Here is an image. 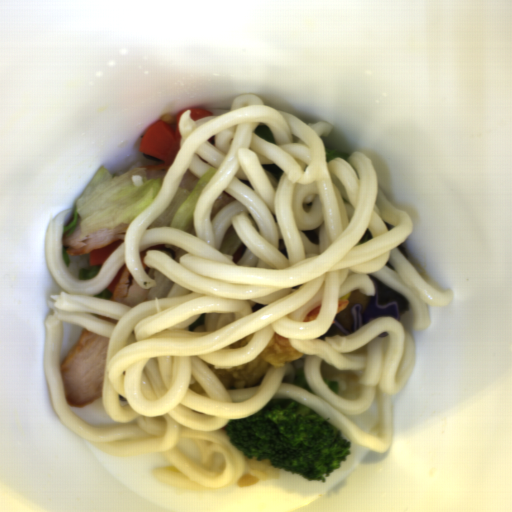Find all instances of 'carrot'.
I'll return each mask as SVG.
<instances>
[{"instance_id": "1c9b5961", "label": "carrot", "mask_w": 512, "mask_h": 512, "mask_svg": "<svg viewBox=\"0 0 512 512\" xmlns=\"http://www.w3.org/2000/svg\"><path fill=\"white\" fill-rule=\"evenodd\" d=\"M127 268L126 262L123 264V266L120 268V270L117 272V274L114 276V278L111 280L110 284L107 287V291L113 294V292L116 290L125 270Z\"/></svg>"}, {"instance_id": "07d2c1c8", "label": "carrot", "mask_w": 512, "mask_h": 512, "mask_svg": "<svg viewBox=\"0 0 512 512\" xmlns=\"http://www.w3.org/2000/svg\"><path fill=\"white\" fill-rule=\"evenodd\" d=\"M207 141L215 146V144H216V137H215V135L211 136Z\"/></svg>"}, {"instance_id": "cead05ca", "label": "carrot", "mask_w": 512, "mask_h": 512, "mask_svg": "<svg viewBox=\"0 0 512 512\" xmlns=\"http://www.w3.org/2000/svg\"><path fill=\"white\" fill-rule=\"evenodd\" d=\"M125 242V237L116 240L101 250H94L89 253V264L92 266H100L110 257V255Z\"/></svg>"}, {"instance_id": "b8716197", "label": "carrot", "mask_w": 512, "mask_h": 512, "mask_svg": "<svg viewBox=\"0 0 512 512\" xmlns=\"http://www.w3.org/2000/svg\"><path fill=\"white\" fill-rule=\"evenodd\" d=\"M190 110L191 120L214 116L213 112L205 108H190L179 113L175 119V128L172 129L165 122L157 120L144 133L139 146V152L155 157L164 164L173 165L180 149L181 131L179 120L183 113Z\"/></svg>"}]
</instances>
